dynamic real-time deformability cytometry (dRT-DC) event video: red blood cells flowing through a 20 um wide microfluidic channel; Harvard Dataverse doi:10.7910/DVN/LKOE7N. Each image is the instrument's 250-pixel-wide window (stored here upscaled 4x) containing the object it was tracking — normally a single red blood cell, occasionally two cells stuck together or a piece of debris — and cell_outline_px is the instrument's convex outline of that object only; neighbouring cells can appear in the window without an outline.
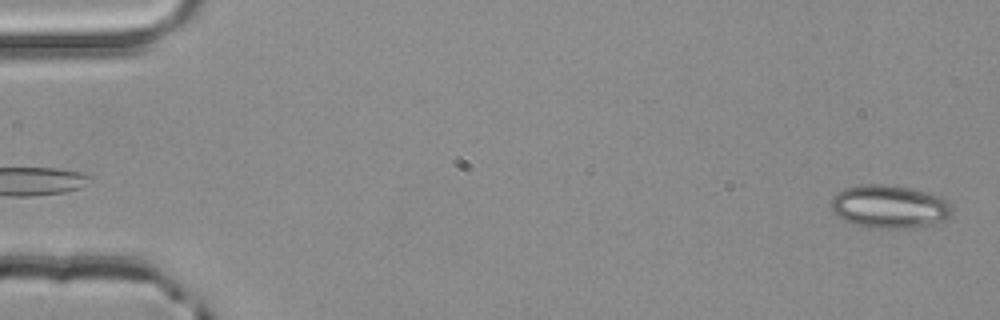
{"species": "common noctule bat (a hibernating species)", "species_latin": "Nyctalus noctula", "temperature_condition": "room temperature", "stored_images_in_passage": 2, "camera_frame_rate_fps": 3000, "um_per_image_px": 0.085, "animal": {"sex": "male", "body_mass_g": 20.4}, "frame": {"image": 1, "passage_image": 2, "time_ms": 0.333, "image_size_px": [1000, 320], "cell_outline_px": [[952, 212], [944, 220], [912, 228], [868, 228], [852, 224], [840, 220], [832, 212], [832, 200], [844, 188], [864, 184], [884, 184], [912, 188], [940, 196], [948, 200], [952, 208]], "centroid_in_image_um": [75.58, 17.57], "position_along_channel_um": 9.4, "area_um2": 30.52}}